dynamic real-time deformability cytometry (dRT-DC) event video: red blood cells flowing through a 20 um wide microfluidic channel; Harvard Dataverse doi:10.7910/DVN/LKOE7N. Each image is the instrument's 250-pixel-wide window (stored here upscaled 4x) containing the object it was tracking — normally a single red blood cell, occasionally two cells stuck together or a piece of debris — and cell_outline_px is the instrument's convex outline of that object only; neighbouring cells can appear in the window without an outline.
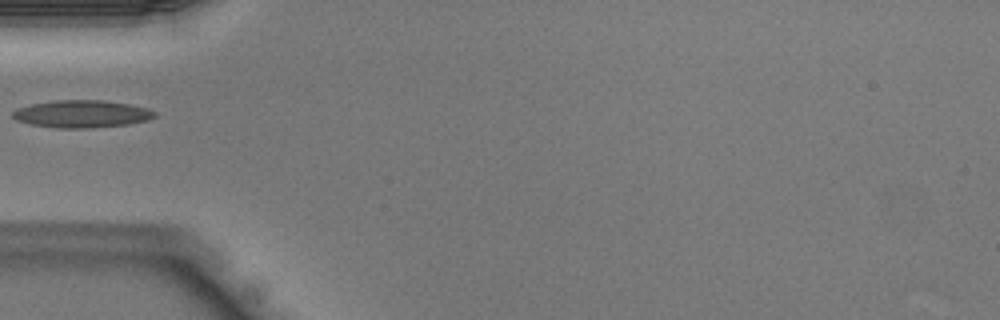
{"species": "Egyptian fruit bat (a non-hibernating species)", "species_latin": "Rousettus aegyptiacus", "temperature_condition": "warm", "stored_images_in_passage": 28, "camera_frame_rate_fps": 3000, "um_per_image_px": 0.085, "animal": {"sex": "male"}, "frame": {"image": 1, "passage_image": 1, "time_ms": 0.0, "image_size_px": [1000, 320], "cell_outline_px": [[156, 116], [148, 120], [128, 124], [92, 128], [56, 128], [28, 124], [16, 120], [12, 116], [12, 112], [16, 108], [32, 104], [56, 100], [104, 100], [128, 104], [148, 108], [156, 112]], "centroid_in_image_um": [6.94, 9.69], "position_along_channel_um": 78.1, "area_um2": 22.83}}
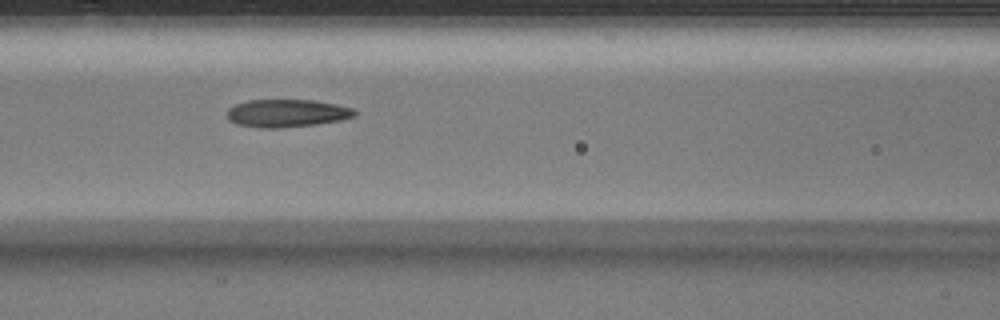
{"frame": {"image": 2, "passage_image": 5, "time_ms": 1.333, "image_size_px": [1000, 320], "cell_outline_px": [[356, 116], [340, 120], [316, 124], [280, 128], [260, 128], [236, 124], [228, 120], [228, 108], [236, 104], [248, 100], [312, 100], [336, 104], [352, 108], [356, 112]], "centroid_in_image_um": [24.37, 9.62], "position_along_channel_um": 142.2, "area_um2": 20.63}}
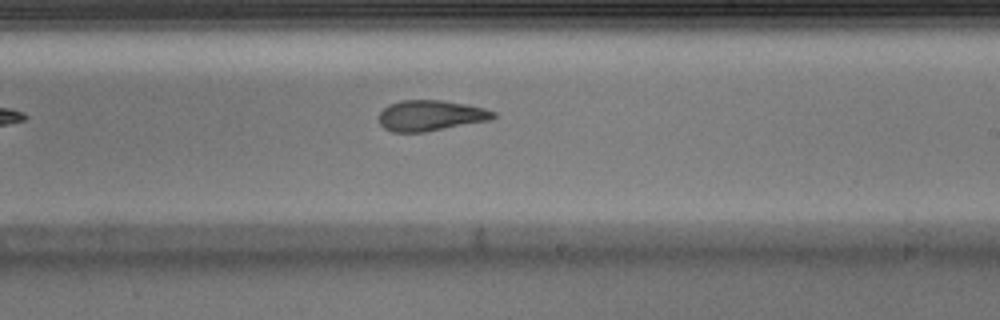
{"frame": {"image": 3, "passage_image": 12, "time_ms": 3.667, "image_size_px": [1000, 320], "cell_outline_px": [[496, 116], [492, 120], [424, 132], [392, 132], [384, 128], [380, 124], [380, 112], [388, 104], [404, 100], [440, 100], [464, 104], [484, 108], [496, 112]], "centroid_in_image_um": [36.62, 9.83], "position_along_channel_um": 252.4, "area_um2": 20.4}}